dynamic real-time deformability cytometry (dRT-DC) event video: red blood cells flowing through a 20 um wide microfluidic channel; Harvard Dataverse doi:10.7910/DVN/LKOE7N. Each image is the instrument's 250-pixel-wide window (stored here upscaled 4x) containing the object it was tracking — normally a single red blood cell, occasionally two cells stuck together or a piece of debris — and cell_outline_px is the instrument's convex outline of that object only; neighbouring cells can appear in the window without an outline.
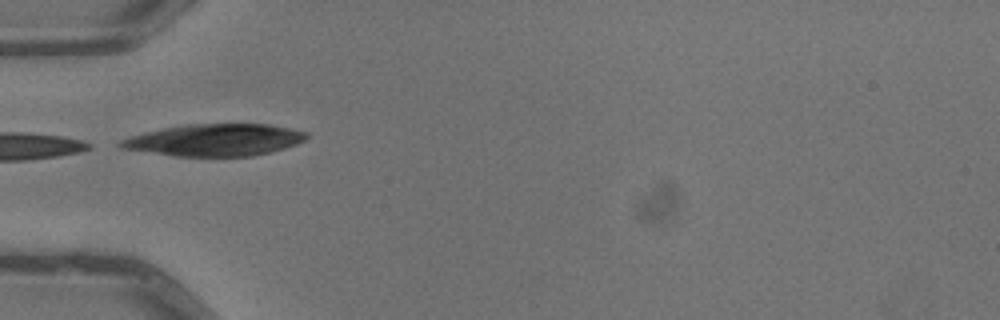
{"species": "common noctule bat (a hibernating species)", "species_latin": "Nyctalus noctula", "temperature_condition": "warm", "stored_images_in_passage": 5, "camera_frame_rate_fps": 3000, "um_per_image_px": 0.085, "animal": {"sex": "male", "body_mass_g": 13.3}, "frame": {"image": 1, "passage_image": 4, "time_ms": 1.0, "image_size_px": [1000, 320], "cell_outline_px": [[308, 136], [304, 140], [296, 144], [284, 148], [252, 156], [176, 156], [116, 148], [116, 144], [120, 140], [144, 132], [184, 124], [268, 124], [308, 132]], "centroid_in_image_um": [18.2, 11.9], "position_along_channel_um": 66.8, "area_um2": 34.62}}
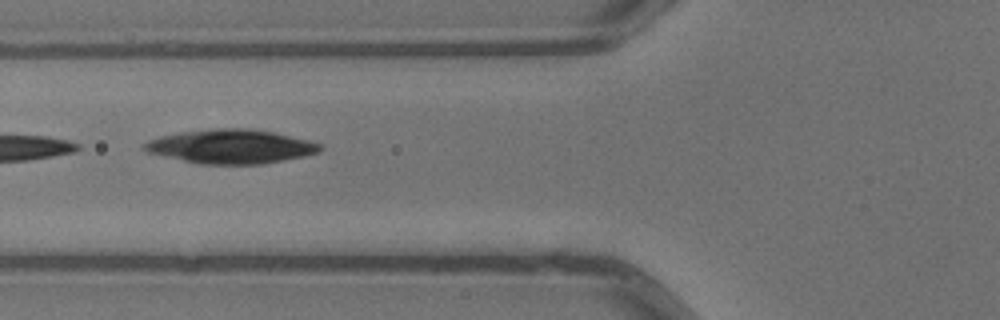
{"frame": {"image": 2, "passage_image": 5, "time_ms": 1.333, "image_size_px": [1000, 320], "cell_outline_px": [[324, 148], [320, 152], [304, 156], [284, 160], [260, 164], [196, 164], [144, 152], [140, 148], [140, 144], [148, 140], [160, 136], [180, 132], [216, 128], [248, 128], [272, 132], [308, 140], [320, 144]], "centroid_in_image_um": [19.54, 12.46], "position_along_channel_um": 106.3, "area_um2": 35.2}}